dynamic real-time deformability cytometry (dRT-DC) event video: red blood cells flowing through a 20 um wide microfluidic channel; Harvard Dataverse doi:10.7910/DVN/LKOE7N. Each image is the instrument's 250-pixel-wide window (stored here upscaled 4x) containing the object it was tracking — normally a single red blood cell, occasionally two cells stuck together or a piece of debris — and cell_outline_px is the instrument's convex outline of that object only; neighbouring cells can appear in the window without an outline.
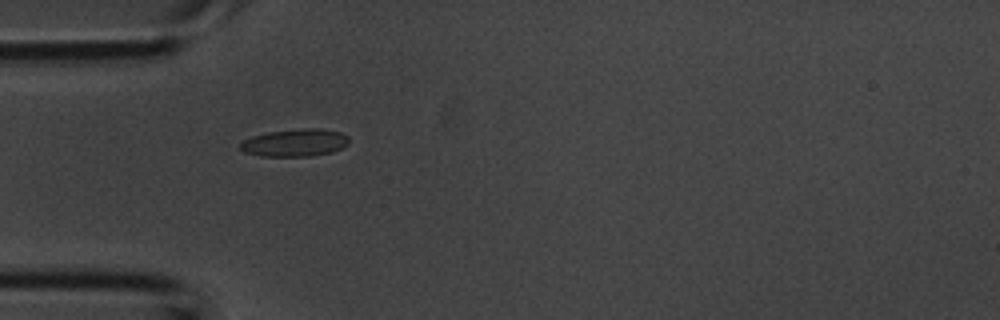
{"species": "common noctule bat (a hibernating species)", "species_latin": "Nyctalus noctula", "temperature_condition": "room temperature", "stored_images_in_passage": 1, "camera_frame_rate_fps": 3000, "um_per_image_px": 0.085, "animal": {"sex": "male", "body_mass_g": 20.1, "forearm_length_mm": 53.5}, "frame": {"image": 1, "passage_image": 1, "time_ms": 0.0, "image_size_px": [1000, 320], "cell_outline_px": [[348, 144], [332, 152], [312, 156], [260, 156], [244, 152], [240, 148], [240, 144], [244, 140], [252, 136], [268, 132], [304, 128], [320, 128], [340, 132], [348, 136]], "centroid_in_image_um": [25.07, 12.13], "position_along_channel_um": 59.9, "area_um2": 17.4}}